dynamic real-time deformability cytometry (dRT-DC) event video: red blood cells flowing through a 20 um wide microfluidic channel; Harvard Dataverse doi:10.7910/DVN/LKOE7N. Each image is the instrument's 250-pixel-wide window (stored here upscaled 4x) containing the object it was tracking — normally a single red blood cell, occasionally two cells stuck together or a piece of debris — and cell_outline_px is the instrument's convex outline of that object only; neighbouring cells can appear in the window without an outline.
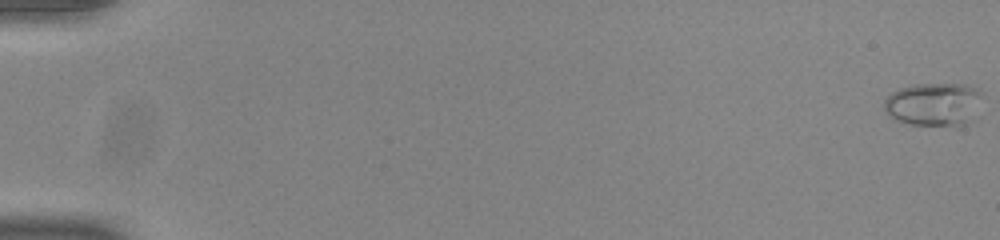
{"species": "common noctule bat (a hibernating species)", "species_latin": "Nyctalus noctula", "temperature_condition": "room temperature", "stored_images_in_passage": 55, "camera_frame_rate_fps": 3000, "um_per_image_px": 0.085, "animal": {"sex": "male", "body_mass_g": 20.0, "forearm_length_mm": 53.3}, "frame": {"image": 1, "passage_image": 1, "time_ms": 0.0, "image_size_px": [1000, 240], "cell_outline_px": [[980, 116], [976, 120], [960, 128], [956, 128], [908, 124], [896, 120], [888, 116], [884, 108], [884, 100], [892, 92], [900, 88], [912, 84], [968, 84], [980, 88]], "centroid_in_image_um": [79.47, 8.91], "position_along_channel_um": 5.5, "area_um2": 26.13}}
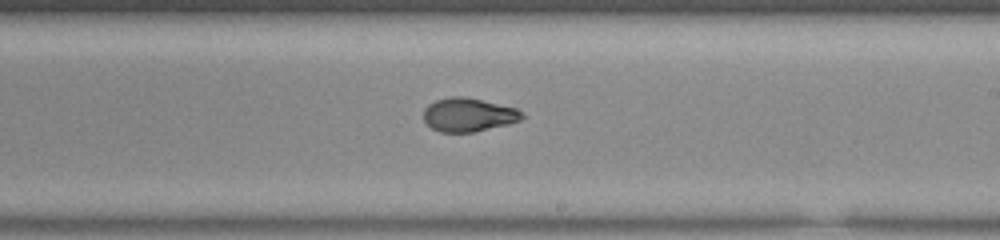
{"frame": {"image": 2, "passage_image": 34, "time_ms": 11.0, "image_size_px": [1000, 240], "cell_outline_px": [[524, 116], [520, 120], [508, 124], [472, 132], [440, 132], [432, 128], [424, 120], [424, 108], [428, 104], [436, 100], [452, 96], [464, 96], [516, 108]], "centroid_in_image_um": [39.78, 9.75], "position_along_channel_um": 249.2, "area_um2": 19.07}}
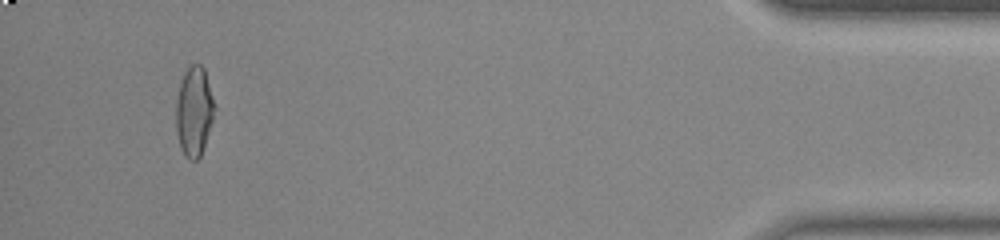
{"frame": {"image": 3, "passage_image": 52, "time_ms": 17.0, "image_size_px": [1000, 240], "cell_outline_px": [[216, 108], [200, 156], [196, 160], [192, 160], [184, 156], [180, 148], [176, 128], [176, 100], [180, 80], [184, 72], [192, 64], [200, 64], [204, 68]], "centroid_in_image_um": [16.48, 9.45], "position_along_channel_um": 418.7, "area_um2": 20.0}, "authors_computed_cell_mechanics": {"area_um2": 19.7098, "velocity_mm_per_s": 3.9054, "shape_relaxation_time_tau1_ms": null, "shape_relaxation_time_tau2_ms": 1.8221, "deformation_change_tau1": null, "deformation_change_tau2": 0.051}}